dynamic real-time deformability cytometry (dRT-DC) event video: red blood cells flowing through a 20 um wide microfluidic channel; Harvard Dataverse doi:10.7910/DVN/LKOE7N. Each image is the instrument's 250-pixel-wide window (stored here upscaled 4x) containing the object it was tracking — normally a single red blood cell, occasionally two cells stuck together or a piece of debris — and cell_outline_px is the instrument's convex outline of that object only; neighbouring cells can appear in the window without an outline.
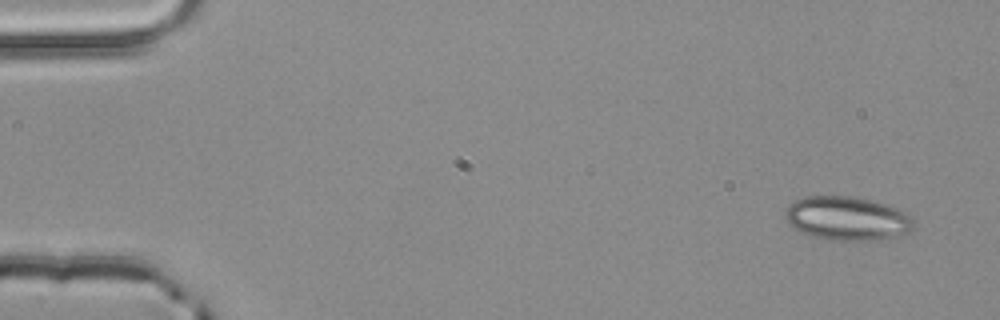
{"species": "common noctule bat (a hibernating species)", "species_latin": "Nyctalus noctula", "temperature_condition": "room temperature", "stored_images_in_passage": 3, "camera_frame_rate_fps": 3000, "um_per_image_px": 0.085, "animal": {"sex": "male", "body_mass_g": 20.4}, "frame": {"image": 1, "passage_image": 1, "time_ms": 0.0, "image_size_px": [1000, 320], "cell_outline_px": [[916, 224], [908, 232], [888, 240], [840, 240], [812, 236], [800, 232], [788, 224], [784, 216], [784, 212], [796, 200], [804, 196], [852, 196], [884, 204], [896, 208], [912, 216]], "centroid_in_image_um": [72.03, 18.58], "position_along_channel_um": 13.0, "area_um2": 32.83}}